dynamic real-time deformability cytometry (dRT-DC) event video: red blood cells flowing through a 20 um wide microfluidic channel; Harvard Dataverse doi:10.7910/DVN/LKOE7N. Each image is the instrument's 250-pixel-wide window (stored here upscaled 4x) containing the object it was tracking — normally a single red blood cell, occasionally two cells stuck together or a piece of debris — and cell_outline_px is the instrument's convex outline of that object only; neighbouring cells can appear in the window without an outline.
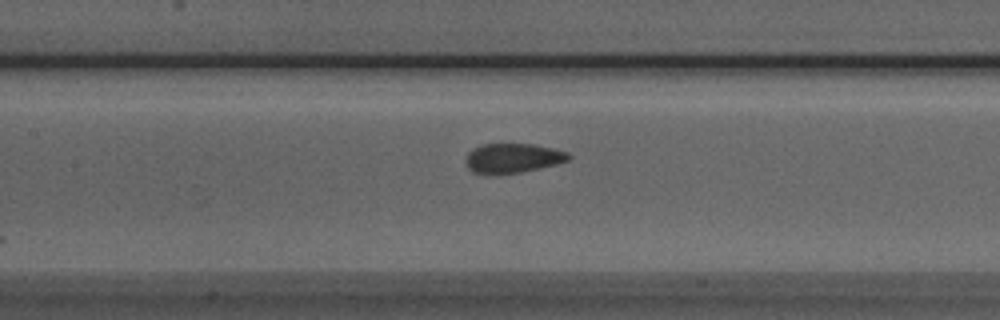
{"species": "Egyptian fruit bat (a non-hibernating species)", "species_latin": "Rousettus aegyptiacus", "temperature_condition": "room temperature", "stored_images_in_passage": 14, "camera_frame_rate_fps": 3000, "um_per_image_px": 0.085, "animal": {"sex": "male"}, "frame": {"image": 1, "passage_image": 10, "time_ms": 3.0, "image_size_px": [1000, 320], "cell_outline_px": [[572, 156], [568, 160], [556, 164], [520, 172], [472, 172], [468, 168], [464, 160], [468, 152], [472, 148], [484, 144], [532, 144], [552, 148], [568, 152]], "centroid_in_image_um": [43.58, 13.41], "position_along_channel_um": 163.8, "area_um2": 17.28}}
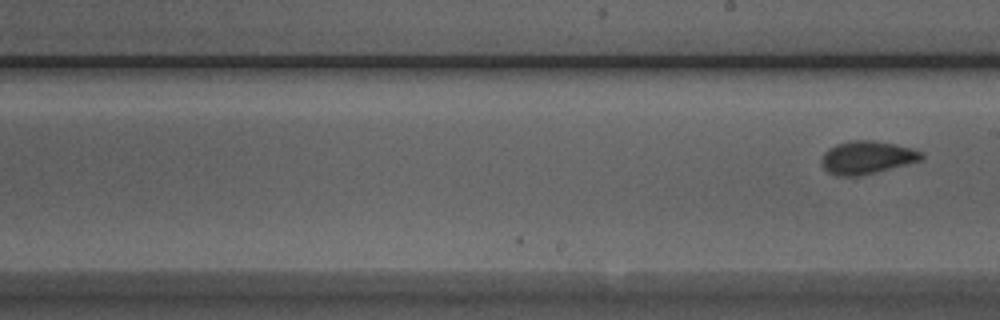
{"frame": {"image": 2, "passage_image": 14, "time_ms": 4.333, "image_size_px": [1000, 320], "cell_outline_px": [[924, 156], [920, 160], [856, 176], [836, 176], [828, 172], [820, 164], [820, 160], [824, 152], [828, 148], [836, 144], [848, 140], [872, 140], [896, 144], [912, 148], [920, 152]], "centroid_in_image_um": [73.6, 13.36], "position_along_channel_um": 215.4, "area_um2": 18.96}}